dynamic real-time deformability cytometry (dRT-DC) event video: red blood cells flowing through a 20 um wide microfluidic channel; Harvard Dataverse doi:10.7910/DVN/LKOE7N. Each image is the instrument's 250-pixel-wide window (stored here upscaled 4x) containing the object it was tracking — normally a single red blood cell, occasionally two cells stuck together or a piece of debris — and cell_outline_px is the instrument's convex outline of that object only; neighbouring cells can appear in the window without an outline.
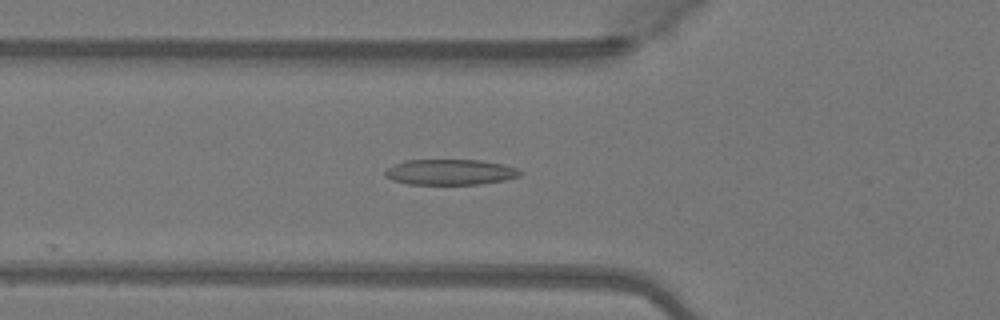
{"species": "Egyptian fruit bat (a non-hibernating species)", "species_latin": "Rousettus aegyptiacus", "temperature_condition": "warm", "stored_images_in_passage": 50, "camera_frame_rate_fps": 3000, "um_per_image_px": 0.085, "animal": {"sex": "female"}, "frame": {"image": 1, "passage_image": 18, "time_ms": 5.667, "image_size_px": [1000, 320], "cell_outline_px": [[524, 172], [520, 176], [504, 180], [480, 184], [408, 184], [392, 180], [384, 176], [384, 172], [388, 168], [404, 160], [480, 160], [504, 164], [516, 168]], "centroid_in_image_um": [38.28, 14.63], "position_along_channel_um": 87.5, "area_um2": 20.17}}
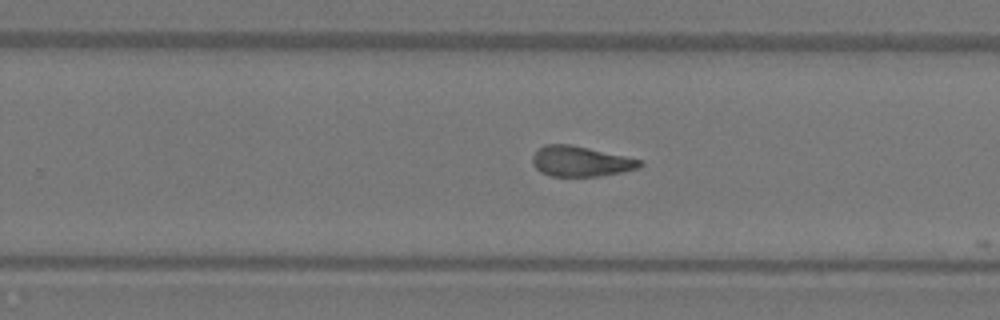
{"frame": {"image": 2, "passage_image": 32, "time_ms": 10.333, "image_size_px": [1000, 320], "cell_outline_px": [[644, 164], [640, 168], [624, 172], [596, 176], [552, 176], [540, 172], [532, 164], [532, 156], [544, 144], [568, 144], [588, 148], [624, 156], [640, 160]], "centroid_in_image_um": [49.35, 13.72], "position_along_channel_um": 280.5, "area_um2": 18.84}}
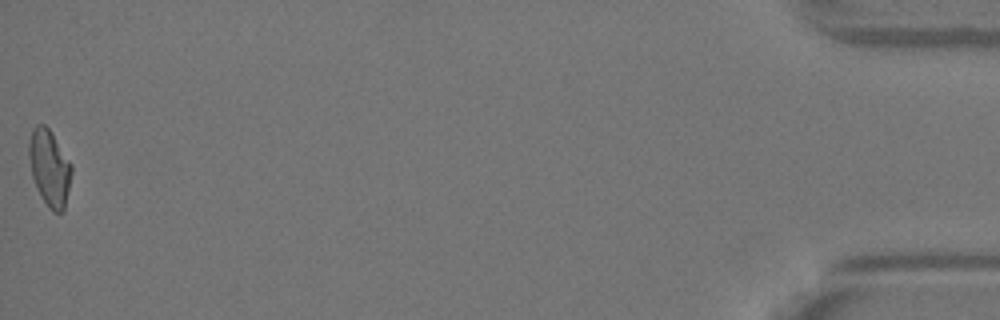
{"frame": {"image": 3, "passage_image": 50, "time_ms": 16.333, "image_size_px": [1000, 320], "cell_outline_px": [[72, 172], [64, 212], [52, 212], [48, 208], [36, 188], [32, 176], [28, 156], [28, 144], [32, 128], [36, 124], [44, 124], [52, 132], [72, 164]], "centroid_in_image_um": [4.2, 14.26], "position_along_channel_um": 431.0, "area_um2": 19.25}, "authors_computed_cell_mechanics": {"area_um2": 19.4786, "velocity_mm_per_s": 4.1074, "shape_relaxation_time_tau1_ms": 3.2716, "shape_relaxation_time_tau2_ms": 3.6958, "deformation_change_tau1": null, "deformation_change_tau2": 0.1172}}